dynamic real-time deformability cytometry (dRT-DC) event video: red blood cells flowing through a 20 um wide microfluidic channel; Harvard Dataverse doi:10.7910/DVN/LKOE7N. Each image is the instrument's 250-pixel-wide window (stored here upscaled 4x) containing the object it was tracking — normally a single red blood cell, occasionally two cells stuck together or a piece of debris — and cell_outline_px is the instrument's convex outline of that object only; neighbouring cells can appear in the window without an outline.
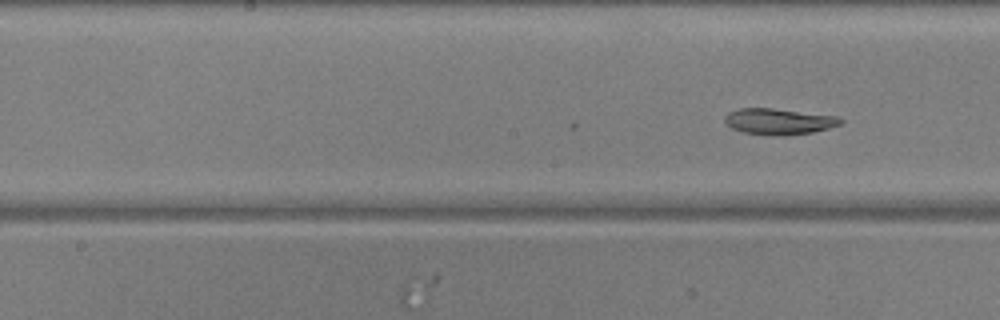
{"species": "common noctule bat (a hibernating species)", "species_latin": "Nyctalus noctula", "temperature_condition": "warm", "stored_images_in_passage": 26, "camera_frame_rate_fps": 3000, "um_per_image_px": 0.085, "animal": {"sex": "male", "body_mass_g": 20.5, "forearm_length_mm": 52.5}, "frame": {"image": 1, "passage_image": 26, "time_ms": 8.333, "image_size_px": [1000, 320], "cell_outline_px": [[844, 120], [840, 124], [828, 128], [812, 132], [784, 136], [768, 136], [744, 132], [732, 128], [724, 120], [724, 116], [728, 112], [740, 108], [772, 108], [836, 116]], "centroid_in_image_um": [66.18, 10.33], "position_along_channel_um": 182.0, "area_um2": 17.57}}